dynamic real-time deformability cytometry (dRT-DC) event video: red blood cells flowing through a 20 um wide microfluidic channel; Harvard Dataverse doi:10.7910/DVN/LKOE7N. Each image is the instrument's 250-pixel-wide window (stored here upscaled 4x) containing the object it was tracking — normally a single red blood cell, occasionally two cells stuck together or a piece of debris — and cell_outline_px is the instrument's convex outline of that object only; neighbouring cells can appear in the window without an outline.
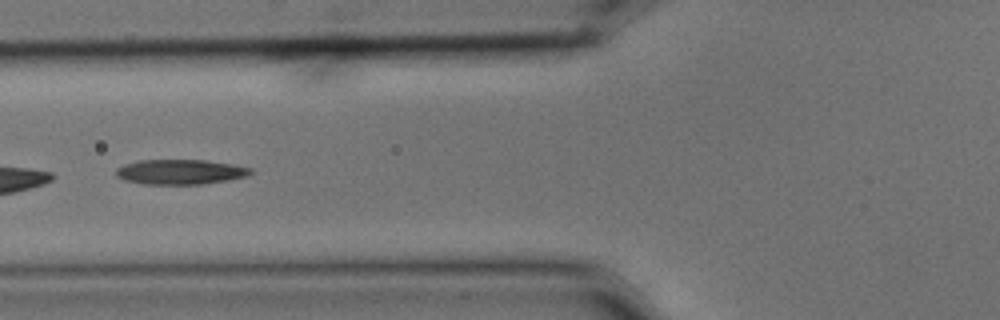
{"species": "common noctule bat (a hibernating species)", "species_latin": "Nyctalus noctula", "temperature_condition": "cold", "stored_images_in_passage": 9, "camera_frame_rate_fps": 3000, "um_per_image_px": 0.085, "animal": {"sex": "male", "body_mass_g": 15.6}, "frame": {"image": 1, "passage_image": 6, "time_ms": 1.667, "image_size_px": [1000, 320], "cell_outline_px": [[256, 172], [248, 176], [228, 180], [200, 184], [140, 184], [124, 180], [116, 176], [116, 168], [124, 164], [136, 160], [204, 160], [232, 164], [252, 168]], "centroid_in_image_um": [15.33, 14.61], "position_along_channel_um": 110.5, "area_um2": 19.77}}
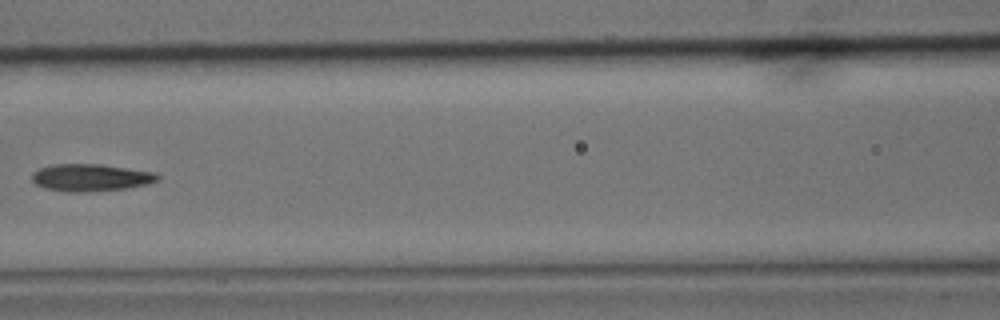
{"frame": {"image": 2, "passage_image": 7, "time_ms": 2.0, "image_size_px": [1000, 320], "cell_outline_px": [[160, 180], [148, 184], [124, 188], [84, 192], [64, 192], [44, 188], [36, 184], [32, 180], [32, 172], [40, 168], [52, 164], [100, 164], [156, 172], [160, 176]], "centroid_in_image_um": [7.71, 15.09], "position_along_channel_um": 158.9, "area_um2": 20.06}}
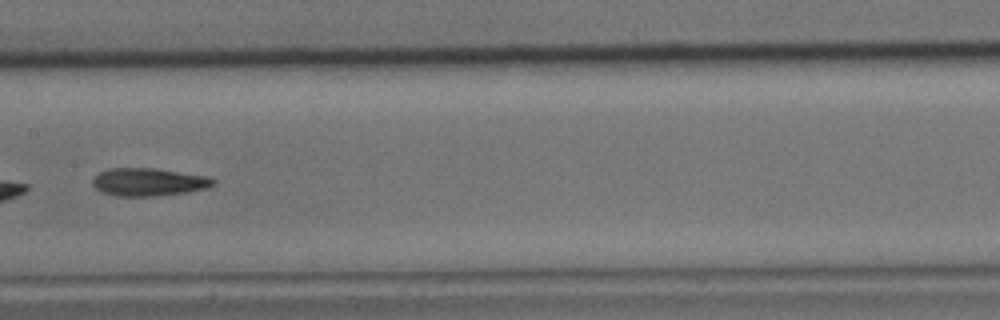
{"frame": {"image": 3, "passage_image": 8, "time_ms": 2.333, "image_size_px": [1000, 320], "cell_outline_px": [[216, 180], [212, 184], [204, 188], [188, 192], [152, 196], [116, 196], [104, 192], [96, 188], [92, 184], [92, 180], [100, 172], [108, 168], [152, 168], [204, 176]], "centroid_in_image_um": [12.57, 15.47], "position_along_channel_um": 194.8, "area_um2": 19.13}}